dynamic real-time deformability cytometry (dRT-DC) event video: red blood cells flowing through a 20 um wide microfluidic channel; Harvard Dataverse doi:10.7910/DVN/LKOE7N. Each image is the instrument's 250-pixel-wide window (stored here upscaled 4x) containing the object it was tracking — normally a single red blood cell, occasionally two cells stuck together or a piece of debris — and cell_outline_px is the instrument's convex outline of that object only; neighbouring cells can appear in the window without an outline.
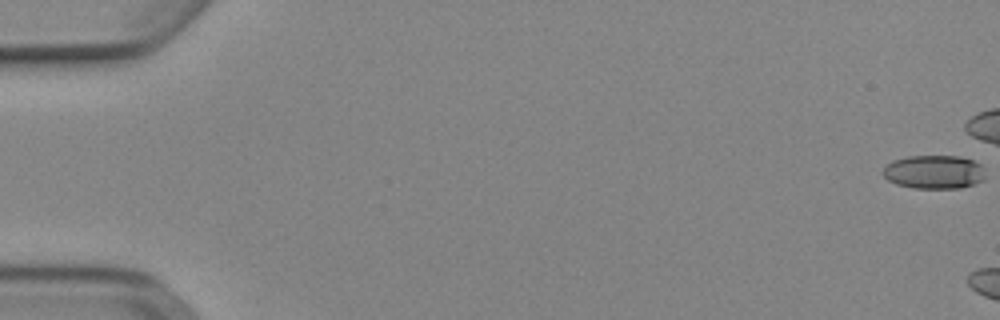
{"species": "Egyptian fruit bat (a non-hibernating species)", "species_latin": "Rousettus aegyptiacus", "temperature_condition": "cold", "stored_images_in_passage": 8, "camera_frame_rate_fps": 3000, "um_per_image_px": 0.085, "animal": {"sex": "female"}, "frame": {"image": 1, "passage_image": 1, "time_ms": 0.0, "image_size_px": [1000, 320], "cell_outline_px": [[984, 180], [960, 188], [912, 188], [896, 184], [888, 180], [884, 176], [884, 168], [892, 160], [908, 156], [960, 156], [972, 160], [980, 164], [984, 168]], "centroid_in_image_um": [79.4, 14.61], "position_along_channel_um": 5.6, "area_um2": 20.06}}